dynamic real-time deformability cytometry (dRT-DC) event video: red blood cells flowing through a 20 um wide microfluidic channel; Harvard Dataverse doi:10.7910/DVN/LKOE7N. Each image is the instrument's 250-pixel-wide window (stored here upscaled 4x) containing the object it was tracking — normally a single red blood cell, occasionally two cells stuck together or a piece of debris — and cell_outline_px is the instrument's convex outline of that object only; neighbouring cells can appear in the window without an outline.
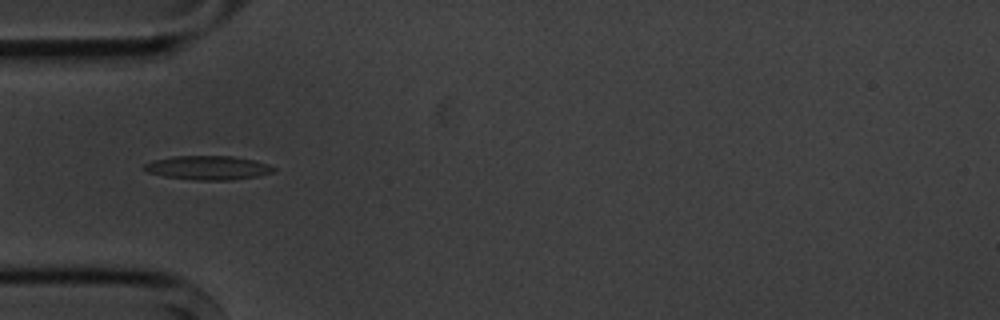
{"species": "common noctule bat (a hibernating species)", "species_latin": "Nyctalus noctula", "temperature_condition": "cold", "stored_images_in_passage": 8, "camera_frame_rate_fps": 3000, "um_per_image_px": 0.085, "animal": {"sex": "male", "body_mass_g": 20.1, "forearm_length_mm": 53.5}, "frame": {"image": 1, "passage_image": 4, "time_ms": 3.333, "image_size_px": [1000, 320], "cell_outline_px": [[276, 168], [272, 172], [256, 176], [228, 180], [192, 180], [164, 176], [148, 172], [144, 168], [144, 164], [152, 160], [172, 156], [232, 156], [256, 160], [268, 164]], "centroid_in_image_um": [17.66, 14.25], "position_along_channel_um": 67.3, "area_um2": 18.03}}
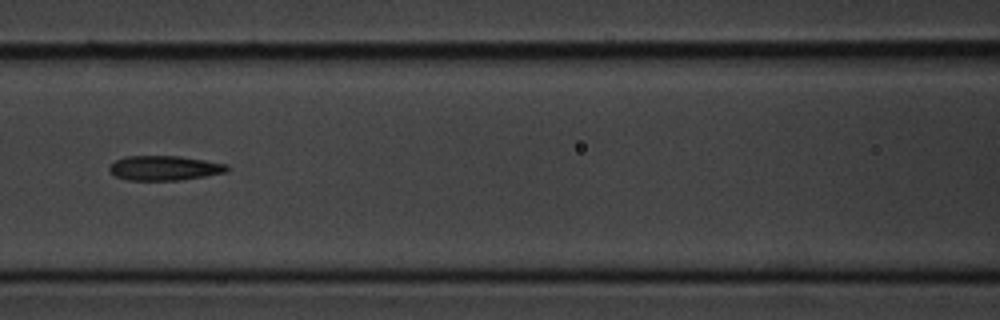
{"frame": {"image": 2, "passage_image": 6, "time_ms": 5.667, "image_size_px": [1000, 320], "cell_outline_px": [[228, 168], [224, 172], [204, 176], [180, 180], [128, 180], [116, 176], [108, 168], [116, 160], [124, 156], [180, 156], [228, 164]], "centroid_in_image_um": [13.96, 14.27], "position_along_channel_um": 152.6, "area_um2": 16.7}}
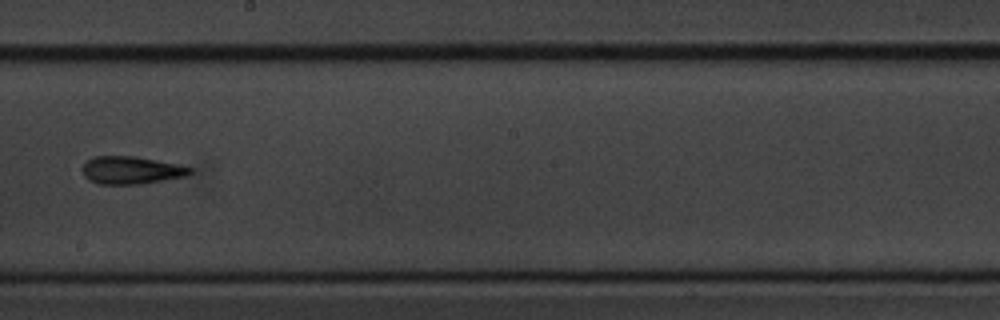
{"frame": {"image": 3, "passage_image": 8, "time_ms": 8.0, "image_size_px": [1000, 320], "cell_outline_px": [[192, 172], [184, 176], [140, 184], [100, 184], [88, 180], [84, 176], [80, 168], [88, 160], [96, 156], [136, 156], [176, 164], [192, 168]], "centroid_in_image_um": [11.09, 14.46], "position_along_channel_um": 237.1, "area_um2": 17.22}}